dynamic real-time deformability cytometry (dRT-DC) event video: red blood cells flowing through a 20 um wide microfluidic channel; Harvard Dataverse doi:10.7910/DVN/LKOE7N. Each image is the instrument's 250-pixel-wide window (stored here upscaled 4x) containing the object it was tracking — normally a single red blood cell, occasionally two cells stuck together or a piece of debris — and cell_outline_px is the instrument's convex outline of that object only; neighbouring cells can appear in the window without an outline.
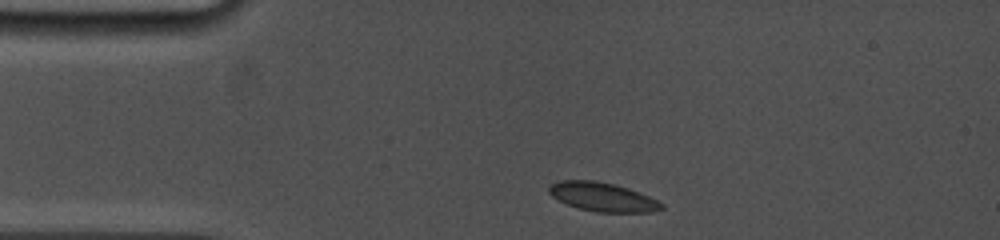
{"species": "common noctule bat (a hibernating species)", "species_latin": "Nyctalus noctula", "temperature_condition": "cold", "stored_images_in_passage": 52, "camera_frame_rate_fps": 5000, "um_per_image_px": 0.085, "animal": {"sex": "female", "body_mass_g": 19.0, "forearm_length_mm": 53.3}, "frame": {"image": 1, "passage_image": 1, "time_ms": 0.0, "image_size_px": [1000, 240], "cell_outline_px": [[664, 208], [652, 212], [596, 212], [580, 208], [568, 204], [552, 196], [548, 192], [548, 184], [560, 180], [596, 180], [616, 184], [640, 192], [664, 204]], "centroid_in_image_um": [51.21, 16.72], "position_along_channel_um": 33.8, "area_um2": 19.02}}
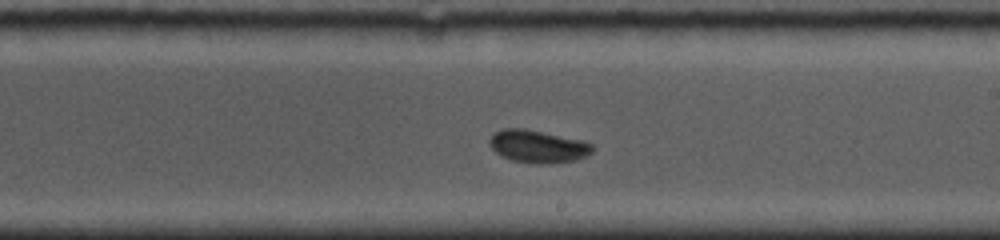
{"frame": {"image": 2, "passage_image": 30, "time_ms": 6.4, "image_size_px": [1000, 240], "cell_outline_px": [[596, 148], [592, 152], [576, 160], [512, 160], [500, 156], [488, 144], [488, 140], [492, 132], [504, 128], [524, 128], [584, 140], [592, 144]], "centroid_in_image_um": [45.67, 12.36], "position_along_channel_um": 243.3, "area_um2": 18.84}}
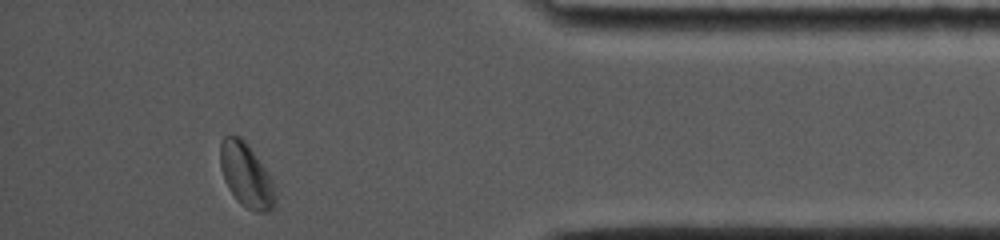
{"frame": {"image": 3, "passage_image": 52, "time_ms": 11.4, "image_size_px": [1000, 240], "cell_outline_px": [[276, 208], [268, 212], [252, 212], [240, 204], [236, 200], [228, 188], [224, 180], [220, 168], [220, 144], [224, 136], [228, 132], [240, 136], [248, 144], [272, 176], [276, 196]], "centroid_in_image_um": [20.94, 14.9], "position_along_channel_um": 414.3, "area_um2": 21.33}}